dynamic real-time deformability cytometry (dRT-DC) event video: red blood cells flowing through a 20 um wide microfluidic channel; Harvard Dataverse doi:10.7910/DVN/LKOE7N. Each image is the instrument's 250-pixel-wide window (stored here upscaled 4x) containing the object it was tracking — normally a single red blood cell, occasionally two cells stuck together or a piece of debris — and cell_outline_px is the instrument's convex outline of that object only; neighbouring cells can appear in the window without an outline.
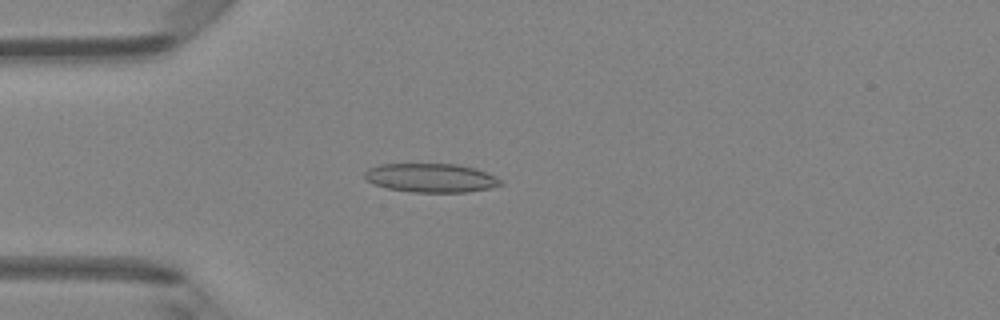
{"species": "Egyptian fruit bat (a non-hibernating species)", "species_latin": "Rousettus aegyptiacus", "temperature_condition": "room temperature", "stored_images_in_passage": 47, "camera_frame_rate_fps": 3000, "um_per_image_px": 0.085, "animal": {"sex": "female"}, "frame": {"image": 1, "passage_image": 13, "time_ms": 4.0, "image_size_px": [1000, 320], "cell_outline_px": [[504, 184], [492, 188], [464, 192], [412, 192], [388, 188], [372, 184], [364, 176], [364, 172], [368, 168], [380, 164], [456, 164], [476, 168], [496, 176], [504, 180]], "centroid_in_image_um": [36.67, 15.12], "position_along_channel_um": 48.3, "area_um2": 23.06}}
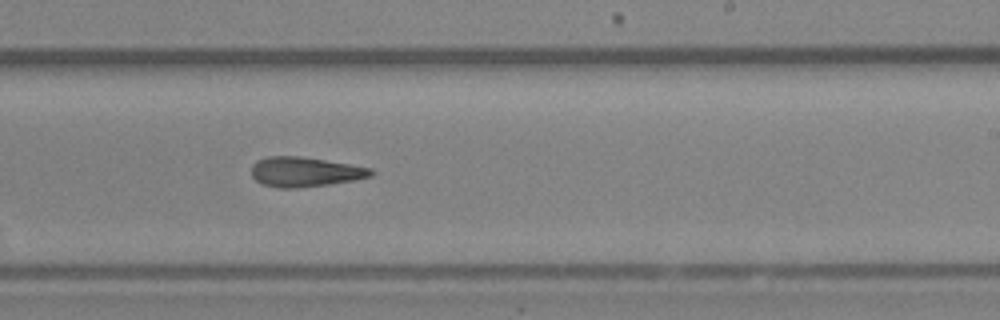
{"frame": {"image": 2, "passage_image": 29, "time_ms": 9.333, "image_size_px": [1000, 320], "cell_outline_px": [[376, 172], [372, 176], [352, 180], [328, 184], [296, 188], [276, 188], [264, 184], [256, 180], [252, 176], [252, 164], [256, 160], [268, 156], [300, 156], [372, 168]], "centroid_in_image_um": [25.9, 14.6], "position_along_channel_um": 263.1, "area_um2": 20.63}}
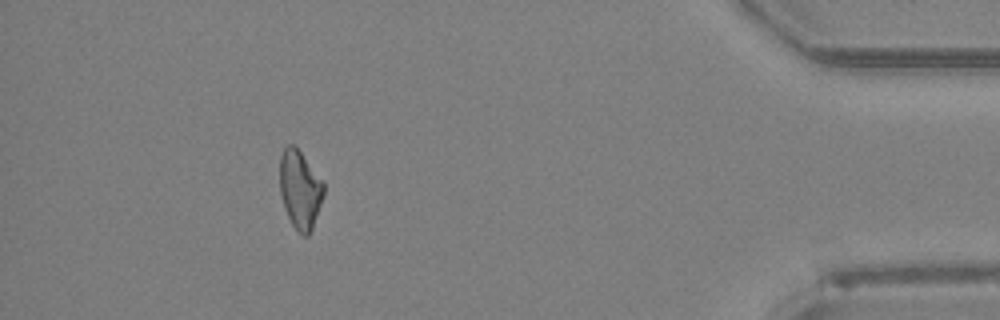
{"frame": {"image": 3, "passage_image": 43, "time_ms": 14.0, "image_size_px": [1000, 320], "cell_outline_px": [[324, 196], [312, 228], [308, 236], [304, 236], [292, 224], [284, 208], [280, 192], [280, 156], [284, 148], [288, 144], [292, 144], [300, 152], [324, 180]], "centroid_in_image_um": [25.51, 16.09], "position_along_channel_um": 409.7, "area_um2": 20.0}, "authors_computed_cell_mechanics": {"area_um2": 20.9236, "velocity_mm_per_s": 4.3061, "shape_relaxation_time_tau1_ms": null, "shape_relaxation_time_tau2_ms": 2.3023, "deformation_change_tau1": null, "deformation_change_tau2": 0.1292}}